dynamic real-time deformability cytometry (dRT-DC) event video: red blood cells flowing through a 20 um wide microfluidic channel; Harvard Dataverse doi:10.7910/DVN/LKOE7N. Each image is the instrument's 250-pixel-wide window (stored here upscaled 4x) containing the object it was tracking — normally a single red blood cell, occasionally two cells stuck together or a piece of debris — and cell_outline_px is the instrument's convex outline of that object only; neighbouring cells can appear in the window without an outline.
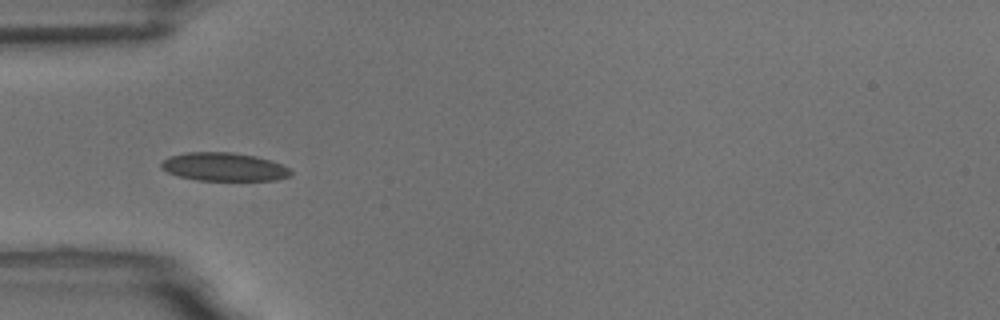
{"species": "common noctule bat (a hibernating species)", "species_latin": "Nyctalus noctula", "temperature_condition": "room temperature", "stored_images_in_passage": 41, "camera_frame_rate_fps": 3000, "um_per_image_px": 0.085, "animal": {"sex": "male", "body_mass_g": 18.8}, "frame": {"image": 1, "passage_image": 1, "time_ms": 0.0, "image_size_px": [1000, 320], "cell_outline_px": [[292, 172], [288, 176], [276, 180], [196, 180], [176, 176], [160, 168], [160, 164], [168, 156], [184, 152], [232, 152], [256, 156], [280, 164], [288, 168]], "centroid_in_image_um": [18.96, 14.18], "position_along_channel_um": 66.0, "area_um2": 21.39}}
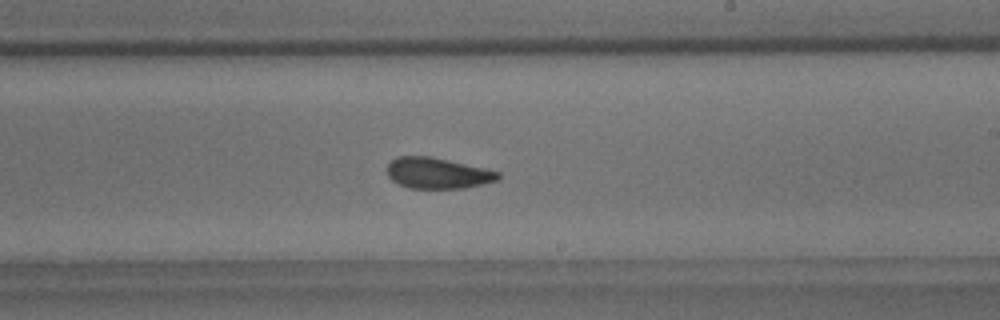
{"frame": {"image": 2, "passage_image": 17, "time_ms": 5.333, "image_size_px": [1000, 320], "cell_outline_px": [[500, 176], [496, 180], [484, 184], [464, 188], [408, 188], [392, 180], [388, 176], [384, 168], [396, 156], [428, 156], [448, 160], [484, 168], [500, 172]], "centroid_in_image_um": [37.15, 14.71], "position_along_channel_um": 251.9, "area_um2": 20.0}}
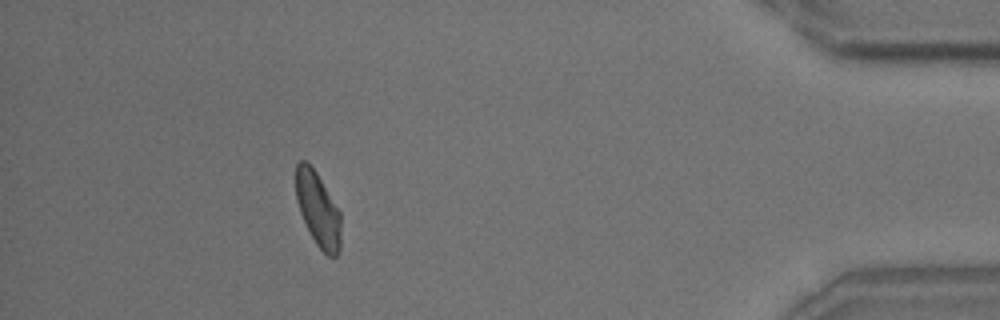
{"frame": {"image": 3, "passage_image": 35, "time_ms": 11.333, "image_size_px": [1000, 320], "cell_outline_px": [[340, 252], [336, 256], [328, 256], [316, 244], [300, 212], [296, 200], [296, 164], [300, 160], [304, 160], [316, 172], [340, 212]], "centroid_in_image_um": [27.03, 17.8], "position_along_channel_um": 408.2, "area_um2": 19.13}, "authors_computed_cell_mechanics": {"area_um2": 20.4612, "velocity_mm_per_s": 3.4892, "shape_relaxation_time_tau1_ms": 6.3098, "shape_relaxation_time_tau2_ms": 1.8845, "deformation_change_tau1": 0.1249, "deformation_change_tau2": 0.0622}}